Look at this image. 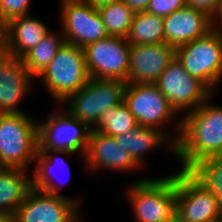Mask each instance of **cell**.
Here are the masks:
<instances>
[{
  "label": "cell",
  "instance_id": "1",
  "mask_svg": "<svg viewBox=\"0 0 222 222\" xmlns=\"http://www.w3.org/2000/svg\"><path fill=\"white\" fill-rule=\"evenodd\" d=\"M210 96L197 109L181 116L175 158L185 171H222V106Z\"/></svg>",
  "mask_w": 222,
  "mask_h": 222
},
{
  "label": "cell",
  "instance_id": "2",
  "mask_svg": "<svg viewBox=\"0 0 222 222\" xmlns=\"http://www.w3.org/2000/svg\"><path fill=\"white\" fill-rule=\"evenodd\" d=\"M180 222H222V171L176 172V214Z\"/></svg>",
  "mask_w": 222,
  "mask_h": 222
},
{
  "label": "cell",
  "instance_id": "3",
  "mask_svg": "<svg viewBox=\"0 0 222 222\" xmlns=\"http://www.w3.org/2000/svg\"><path fill=\"white\" fill-rule=\"evenodd\" d=\"M159 178V179H158ZM140 178L127 190L136 222H169L176 214V173Z\"/></svg>",
  "mask_w": 222,
  "mask_h": 222
},
{
  "label": "cell",
  "instance_id": "4",
  "mask_svg": "<svg viewBox=\"0 0 222 222\" xmlns=\"http://www.w3.org/2000/svg\"><path fill=\"white\" fill-rule=\"evenodd\" d=\"M38 147V121L31 119L25 112L0 113V167L29 170Z\"/></svg>",
  "mask_w": 222,
  "mask_h": 222
},
{
  "label": "cell",
  "instance_id": "5",
  "mask_svg": "<svg viewBox=\"0 0 222 222\" xmlns=\"http://www.w3.org/2000/svg\"><path fill=\"white\" fill-rule=\"evenodd\" d=\"M126 85L119 79L90 78L84 87L68 95L58 106L65 107L70 116L92 129L104 111L124 101Z\"/></svg>",
  "mask_w": 222,
  "mask_h": 222
},
{
  "label": "cell",
  "instance_id": "6",
  "mask_svg": "<svg viewBox=\"0 0 222 222\" xmlns=\"http://www.w3.org/2000/svg\"><path fill=\"white\" fill-rule=\"evenodd\" d=\"M124 102L128 105L138 125L157 128L164 132L172 142L177 143L181 132V117L176 120L172 131L164 128L168 122L167 125L173 123L172 118L178 116L176 115L178 113L155 83H127Z\"/></svg>",
  "mask_w": 222,
  "mask_h": 222
},
{
  "label": "cell",
  "instance_id": "7",
  "mask_svg": "<svg viewBox=\"0 0 222 222\" xmlns=\"http://www.w3.org/2000/svg\"><path fill=\"white\" fill-rule=\"evenodd\" d=\"M36 78L42 81L57 106L90 80L83 48L65 42Z\"/></svg>",
  "mask_w": 222,
  "mask_h": 222
},
{
  "label": "cell",
  "instance_id": "8",
  "mask_svg": "<svg viewBox=\"0 0 222 222\" xmlns=\"http://www.w3.org/2000/svg\"><path fill=\"white\" fill-rule=\"evenodd\" d=\"M176 58L188 74L198 78L214 93L222 81V34L211 29L202 37L178 46Z\"/></svg>",
  "mask_w": 222,
  "mask_h": 222
},
{
  "label": "cell",
  "instance_id": "9",
  "mask_svg": "<svg viewBox=\"0 0 222 222\" xmlns=\"http://www.w3.org/2000/svg\"><path fill=\"white\" fill-rule=\"evenodd\" d=\"M160 92L179 114L197 109L214 93L198 78L190 75L175 57L155 82ZM189 109V110H188Z\"/></svg>",
  "mask_w": 222,
  "mask_h": 222
},
{
  "label": "cell",
  "instance_id": "10",
  "mask_svg": "<svg viewBox=\"0 0 222 222\" xmlns=\"http://www.w3.org/2000/svg\"><path fill=\"white\" fill-rule=\"evenodd\" d=\"M61 30L68 44L84 48L109 36L102 18L92 4L83 0H60Z\"/></svg>",
  "mask_w": 222,
  "mask_h": 222
},
{
  "label": "cell",
  "instance_id": "11",
  "mask_svg": "<svg viewBox=\"0 0 222 222\" xmlns=\"http://www.w3.org/2000/svg\"><path fill=\"white\" fill-rule=\"evenodd\" d=\"M83 50L90 78L119 79L127 83L130 43L126 38L108 36Z\"/></svg>",
  "mask_w": 222,
  "mask_h": 222
},
{
  "label": "cell",
  "instance_id": "12",
  "mask_svg": "<svg viewBox=\"0 0 222 222\" xmlns=\"http://www.w3.org/2000/svg\"><path fill=\"white\" fill-rule=\"evenodd\" d=\"M39 124L38 149L68 150L79 154L84 161L90 130L84 123L74 119L64 109L59 114L51 111Z\"/></svg>",
  "mask_w": 222,
  "mask_h": 222
},
{
  "label": "cell",
  "instance_id": "13",
  "mask_svg": "<svg viewBox=\"0 0 222 222\" xmlns=\"http://www.w3.org/2000/svg\"><path fill=\"white\" fill-rule=\"evenodd\" d=\"M79 207L71 198L31 188L14 216L17 222H79Z\"/></svg>",
  "mask_w": 222,
  "mask_h": 222
},
{
  "label": "cell",
  "instance_id": "14",
  "mask_svg": "<svg viewBox=\"0 0 222 222\" xmlns=\"http://www.w3.org/2000/svg\"><path fill=\"white\" fill-rule=\"evenodd\" d=\"M176 57V48L167 43L130 44L127 83H155Z\"/></svg>",
  "mask_w": 222,
  "mask_h": 222
},
{
  "label": "cell",
  "instance_id": "15",
  "mask_svg": "<svg viewBox=\"0 0 222 222\" xmlns=\"http://www.w3.org/2000/svg\"><path fill=\"white\" fill-rule=\"evenodd\" d=\"M83 163L90 172L104 169L130 173L141 168L115 137L92 130Z\"/></svg>",
  "mask_w": 222,
  "mask_h": 222
},
{
  "label": "cell",
  "instance_id": "16",
  "mask_svg": "<svg viewBox=\"0 0 222 222\" xmlns=\"http://www.w3.org/2000/svg\"><path fill=\"white\" fill-rule=\"evenodd\" d=\"M33 79L21 59L0 56V113H24L18 105L31 91Z\"/></svg>",
  "mask_w": 222,
  "mask_h": 222
},
{
  "label": "cell",
  "instance_id": "17",
  "mask_svg": "<svg viewBox=\"0 0 222 222\" xmlns=\"http://www.w3.org/2000/svg\"><path fill=\"white\" fill-rule=\"evenodd\" d=\"M163 19L165 43L175 48L190 43L213 29L210 16L189 6L180 8Z\"/></svg>",
  "mask_w": 222,
  "mask_h": 222
},
{
  "label": "cell",
  "instance_id": "18",
  "mask_svg": "<svg viewBox=\"0 0 222 222\" xmlns=\"http://www.w3.org/2000/svg\"><path fill=\"white\" fill-rule=\"evenodd\" d=\"M40 18L24 15L9 21L7 55L21 59L49 32Z\"/></svg>",
  "mask_w": 222,
  "mask_h": 222
},
{
  "label": "cell",
  "instance_id": "19",
  "mask_svg": "<svg viewBox=\"0 0 222 222\" xmlns=\"http://www.w3.org/2000/svg\"><path fill=\"white\" fill-rule=\"evenodd\" d=\"M115 139L141 168L146 166L144 155L146 156L150 151L161 147L164 145L163 143L168 144L170 153L175 157V143L157 128L139 125L125 134L116 136Z\"/></svg>",
  "mask_w": 222,
  "mask_h": 222
},
{
  "label": "cell",
  "instance_id": "20",
  "mask_svg": "<svg viewBox=\"0 0 222 222\" xmlns=\"http://www.w3.org/2000/svg\"><path fill=\"white\" fill-rule=\"evenodd\" d=\"M18 167H0V215H15L32 188L31 175Z\"/></svg>",
  "mask_w": 222,
  "mask_h": 222
},
{
  "label": "cell",
  "instance_id": "21",
  "mask_svg": "<svg viewBox=\"0 0 222 222\" xmlns=\"http://www.w3.org/2000/svg\"><path fill=\"white\" fill-rule=\"evenodd\" d=\"M59 154L72 156L74 152H71L68 150L38 149V152L36 154L35 161H34L35 163L34 164L35 168L33 170L34 173H32L31 175L32 188L38 189L40 191H44L49 194L71 198L80 206L78 199L74 197L72 198L69 195L61 194L60 189L62 187L61 186L62 184H60V182H55L57 180L55 179V177L57 176L54 175L53 173L58 167L60 168L62 164L63 166L65 164L63 157L59 156ZM67 171L69 170L67 169Z\"/></svg>",
  "mask_w": 222,
  "mask_h": 222
},
{
  "label": "cell",
  "instance_id": "22",
  "mask_svg": "<svg viewBox=\"0 0 222 222\" xmlns=\"http://www.w3.org/2000/svg\"><path fill=\"white\" fill-rule=\"evenodd\" d=\"M59 32L57 34L49 30L41 41L21 58L25 68L33 78L36 79L45 70L57 51L65 44L62 30Z\"/></svg>",
  "mask_w": 222,
  "mask_h": 222
},
{
  "label": "cell",
  "instance_id": "23",
  "mask_svg": "<svg viewBox=\"0 0 222 222\" xmlns=\"http://www.w3.org/2000/svg\"><path fill=\"white\" fill-rule=\"evenodd\" d=\"M126 39L136 45L165 43L163 17L146 11L135 12Z\"/></svg>",
  "mask_w": 222,
  "mask_h": 222
},
{
  "label": "cell",
  "instance_id": "24",
  "mask_svg": "<svg viewBox=\"0 0 222 222\" xmlns=\"http://www.w3.org/2000/svg\"><path fill=\"white\" fill-rule=\"evenodd\" d=\"M138 125L128 105L123 101L121 104L104 111L96 125L91 129L109 136H119L136 128Z\"/></svg>",
  "mask_w": 222,
  "mask_h": 222
},
{
  "label": "cell",
  "instance_id": "25",
  "mask_svg": "<svg viewBox=\"0 0 222 222\" xmlns=\"http://www.w3.org/2000/svg\"><path fill=\"white\" fill-rule=\"evenodd\" d=\"M97 10L109 36L127 37L135 12L124 1L103 5Z\"/></svg>",
  "mask_w": 222,
  "mask_h": 222
},
{
  "label": "cell",
  "instance_id": "26",
  "mask_svg": "<svg viewBox=\"0 0 222 222\" xmlns=\"http://www.w3.org/2000/svg\"><path fill=\"white\" fill-rule=\"evenodd\" d=\"M31 0H0V14L8 22L30 14Z\"/></svg>",
  "mask_w": 222,
  "mask_h": 222
},
{
  "label": "cell",
  "instance_id": "27",
  "mask_svg": "<svg viewBox=\"0 0 222 222\" xmlns=\"http://www.w3.org/2000/svg\"><path fill=\"white\" fill-rule=\"evenodd\" d=\"M186 6V0H150L146 12L165 17Z\"/></svg>",
  "mask_w": 222,
  "mask_h": 222
},
{
  "label": "cell",
  "instance_id": "28",
  "mask_svg": "<svg viewBox=\"0 0 222 222\" xmlns=\"http://www.w3.org/2000/svg\"><path fill=\"white\" fill-rule=\"evenodd\" d=\"M221 0H186V6L206 13L213 18L217 13Z\"/></svg>",
  "mask_w": 222,
  "mask_h": 222
},
{
  "label": "cell",
  "instance_id": "29",
  "mask_svg": "<svg viewBox=\"0 0 222 222\" xmlns=\"http://www.w3.org/2000/svg\"><path fill=\"white\" fill-rule=\"evenodd\" d=\"M9 22L0 14V56L7 55Z\"/></svg>",
  "mask_w": 222,
  "mask_h": 222
},
{
  "label": "cell",
  "instance_id": "30",
  "mask_svg": "<svg viewBox=\"0 0 222 222\" xmlns=\"http://www.w3.org/2000/svg\"><path fill=\"white\" fill-rule=\"evenodd\" d=\"M124 1L134 12L146 11L150 0H122Z\"/></svg>",
  "mask_w": 222,
  "mask_h": 222
},
{
  "label": "cell",
  "instance_id": "31",
  "mask_svg": "<svg viewBox=\"0 0 222 222\" xmlns=\"http://www.w3.org/2000/svg\"><path fill=\"white\" fill-rule=\"evenodd\" d=\"M221 26H222V0H221L219 8L217 10V13L212 18V27H213V29H215L216 31H218L219 33L222 34V27Z\"/></svg>",
  "mask_w": 222,
  "mask_h": 222
},
{
  "label": "cell",
  "instance_id": "32",
  "mask_svg": "<svg viewBox=\"0 0 222 222\" xmlns=\"http://www.w3.org/2000/svg\"><path fill=\"white\" fill-rule=\"evenodd\" d=\"M87 3L92 4L94 7L98 8L100 6L106 5V4H111L115 2H120L122 0H83Z\"/></svg>",
  "mask_w": 222,
  "mask_h": 222
},
{
  "label": "cell",
  "instance_id": "33",
  "mask_svg": "<svg viewBox=\"0 0 222 222\" xmlns=\"http://www.w3.org/2000/svg\"><path fill=\"white\" fill-rule=\"evenodd\" d=\"M0 222H17L14 215H0Z\"/></svg>",
  "mask_w": 222,
  "mask_h": 222
},
{
  "label": "cell",
  "instance_id": "34",
  "mask_svg": "<svg viewBox=\"0 0 222 222\" xmlns=\"http://www.w3.org/2000/svg\"><path fill=\"white\" fill-rule=\"evenodd\" d=\"M169 222H180L176 217H174L171 221Z\"/></svg>",
  "mask_w": 222,
  "mask_h": 222
}]
</instances>
